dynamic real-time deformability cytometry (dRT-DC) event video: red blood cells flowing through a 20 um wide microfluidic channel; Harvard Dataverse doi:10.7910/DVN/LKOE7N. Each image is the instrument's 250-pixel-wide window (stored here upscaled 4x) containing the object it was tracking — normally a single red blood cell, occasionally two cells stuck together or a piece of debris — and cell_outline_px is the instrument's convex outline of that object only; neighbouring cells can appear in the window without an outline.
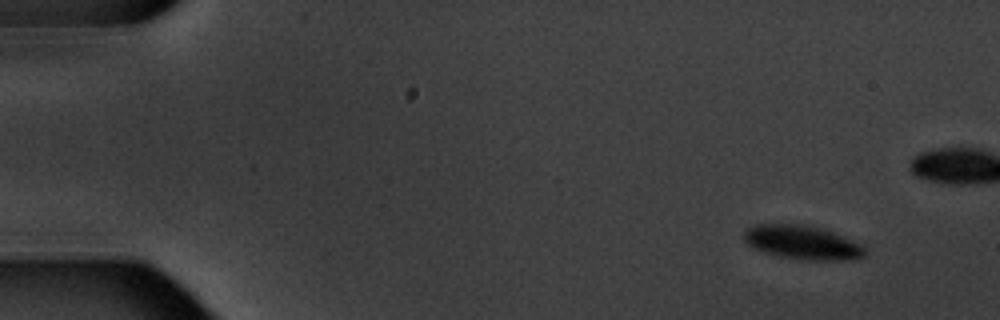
{"species": "common noctule bat (a hibernating species)", "species_latin": "Nyctalus noctula", "temperature_condition": "warm", "stored_images_in_passage": 4, "camera_frame_rate_fps": 3000, "um_per_image_px": 0.085, "animal": {"sex": "male", "body_mass_g": 20.1, "forearm_length_mm": 53.5}, "frame": {"image": 1, "passage_image": 1, "time_ms": 0.0, "image_size_px": [1000, 320], "cell_outline_px": [[864, 256], [852, 260], [808, 260], [780, 256], [764, 252], [748, 244], [744, 240], [744, 232], [748, 228], [756, 224], [804, 224], [832, 232], [860, 244], [864, 248]], "centroid_in_image_um": [68.18, 20.61], "position_along_channel_um": 16.8, "area_um2": 23.47}}